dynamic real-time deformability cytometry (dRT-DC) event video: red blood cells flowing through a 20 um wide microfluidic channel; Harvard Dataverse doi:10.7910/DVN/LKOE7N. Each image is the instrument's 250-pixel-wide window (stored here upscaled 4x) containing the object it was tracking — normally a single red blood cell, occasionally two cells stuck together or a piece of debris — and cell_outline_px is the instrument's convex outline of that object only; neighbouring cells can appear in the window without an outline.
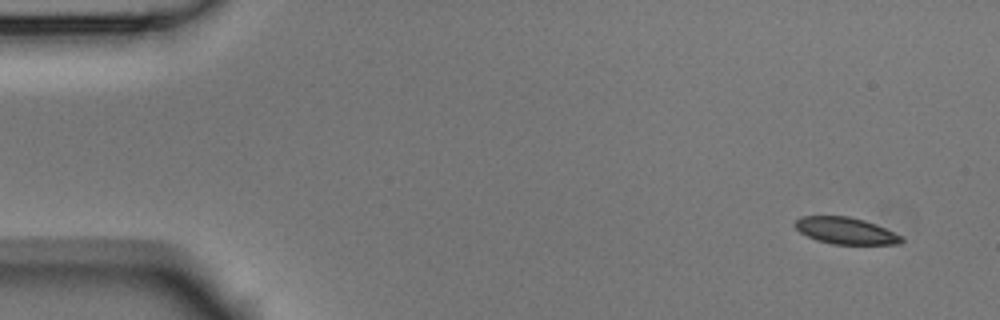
{"species": "Egyptian fruit bat (a non-hibernating species)", "species_latin": "Rousettus aegyptiacus", "temperature_condition": "room temperature", "stored_images_in_passage": 6, "camera_frame_rate_fps": 3000, "um_per_image_px": 0.085, "animal": {"sex": "male"}, "frame": {"image": 1, "passage_image": 1, "time_ms": 0.0, "image_size_px": [1000, 320], "cell_outline_px": [[904, 240], [900, 244], [832, 244], [816, 240], [800, 232], [792, 224], [800, 216], [848, 216], [864, 220], [876, 224], [904, 236]], "centroid_in_image_um": [71.89, 19.61], "position_along_channel_um": 13.1, "area_um2": 16.7}}
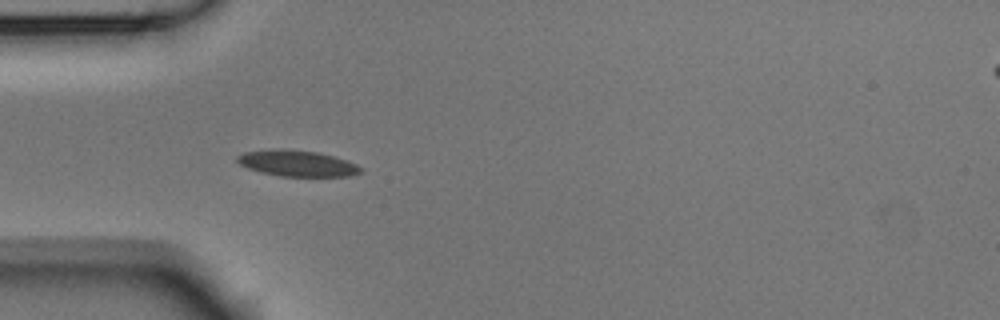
{"frame": {"image": 2, "passage_image": 5, "time_ms": 1.333, "image_size_px": [1000, 320], "cell_outline_px": [[364, 168], [360, 172], [348, 176], [280, 176], [260, 172], [248, 168], [240, 164], [236, 160], [236, 156], [244, 152], [272, 148], [288, 148], [316, 152], [332, 156], [356, 164]], "centroid_in_image_um": [25.2, 13.87], "position_along_channel_um": 59.8, "area_um2": 18.79}}
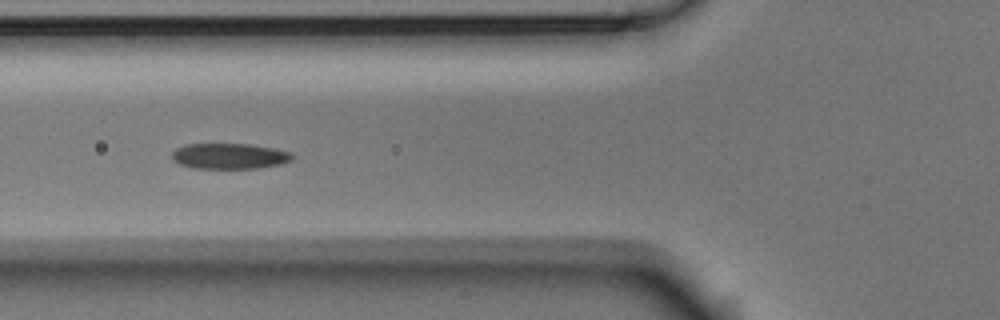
{"frame": {"image": 3, "passage_image": 6, "time_ms": 1.667, "image_size_px": [1000, 320], "cell_outline_px": [[292, 160], [280, 164], [256, 168], [196, 168], [180, 164], [172, 160], [172, 152], [176, 148], [184, 144], [248, 144], [272, 148], [288, 152], [292, 156]], "centroid_in_image_um": [19.44, 13.26], "position_along_channel_um": 106.4, "area_um2": 17.74}}